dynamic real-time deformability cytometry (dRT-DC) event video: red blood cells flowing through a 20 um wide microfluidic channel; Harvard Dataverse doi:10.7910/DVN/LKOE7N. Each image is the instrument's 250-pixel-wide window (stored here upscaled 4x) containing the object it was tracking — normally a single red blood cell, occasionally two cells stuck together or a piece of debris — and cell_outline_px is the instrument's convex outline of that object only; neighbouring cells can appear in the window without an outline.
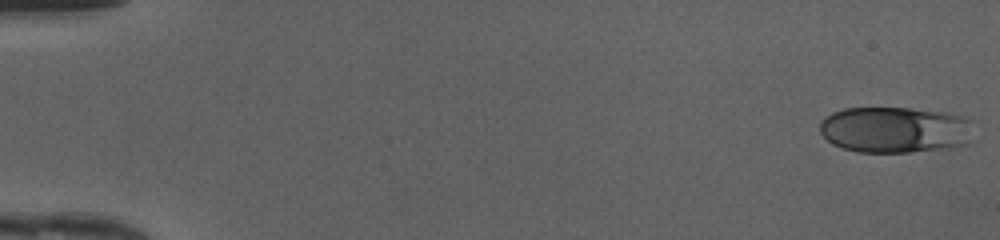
{"species": "human", "species_latin": "Homo sapiens", "temperature_condition": "cold", "stored_images_in_passage": 48, "camera_frame_rate_fps": 3000, "um_per_image_px": 0.085, "donor": {"sex": "female"}, "frame": {"image": 1, "passage_image": 1, "time_ms": 0.0, "image_size_px": [1000, 240], "cell_outline_px": [[972, 140], [968, 144], [948, 148], [908, 152], [856, 152], [832, 144], [820, 132], [820, 124], [832, 112], [844, 108], [908, 108], [948, 112], [964, 116], [972, 120]], "centroid_in_image_um": [76.14, 11.03], "position_along_channel_um": 8.9, "area_um2": 41.79}}
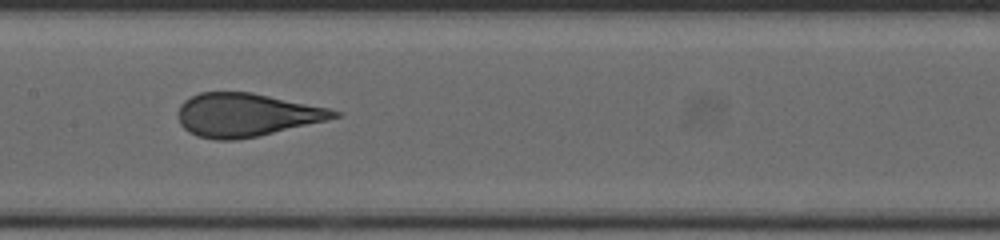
{"frame": {"image": 2, "passage_image": 25, "time_ms": 8.0, "image_size_px": [1000, 240], "cell_outline_px": [[344, 116], [328, 120], [256, 136], [236, 140], [216, 140], [196, 136], [188, 132], [180, 124], [180, 104], [184, 100], [200, 92], [252, 92], [328, 108], [344, 112]], "centroid_in_image_um": [20.96, 9.76], "position_along_channel_um": 186.4, "area_um2": 39.25}}
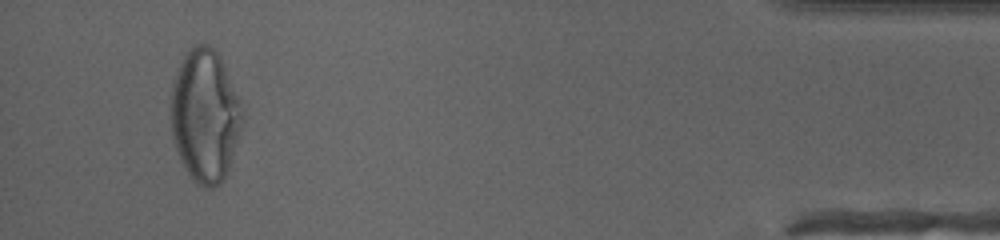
{"frame": {"image": 3, "passage_image": 46, "time_ms": 15.0, "image_size_px": [1000, 240], "cell_outline_px": [[244, 112], [240, 128], [228, 168], [220, 184], [212, 188], [204, 188], [196, 184], [180, 160], [172, 140], [168, 104], [172, 84], [176, 72], [184, 56], [196, 44], [208, 44], [220, 56], [244, 108]], "centroid_in_image_um": [17.38, 9.83], "position_along_channel_um": 417.8, "area_um2": 55.55}, "authors_computed_cell_mechanics": {"area_um2": 40.4889, "velocity_mm_per_s": 4.2263, "shape_relaxation_time_tau1_ms": 4.6334, "shape_relaxation_time_tau2_ms": null, "deformation_change_tau1": 0.1928, "deformation_change_tau2": null}}